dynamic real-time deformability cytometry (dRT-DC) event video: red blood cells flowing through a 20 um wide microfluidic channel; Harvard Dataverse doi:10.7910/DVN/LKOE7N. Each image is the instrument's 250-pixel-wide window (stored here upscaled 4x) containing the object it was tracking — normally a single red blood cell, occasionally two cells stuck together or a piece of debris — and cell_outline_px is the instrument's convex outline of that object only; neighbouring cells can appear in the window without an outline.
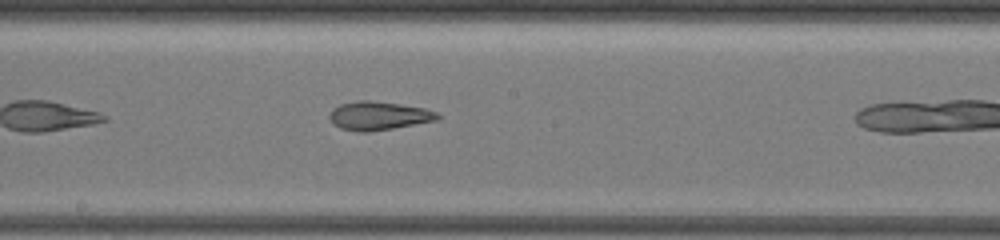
{"species": "common noctule bat (a hibernating species)", "species_latin": "Nyctalus noctula", "temperature_condition": "warm", "stored_images_in_passage": 13, "camera_frame_rate_fps": 3000, "um_per_image_px": 0.085, "animal": {"sex": "female", "body_mass_g": 19.5, "forearm_length_mm": 54.1}, "frame": {"image": 1, "passage_image": 8, "time_ms": 3.667, "image_size_px": [1000, 240], "cell_outline_px": [[440, 116], [436, 120], [392, 128], [368, 132], [356, 132], [340, 128], [332, 124], [328, 116], [340, 104], [360, 100], [368, 100], [400, 104], [424, 108], [436, 112]], "centroid_in_image_um": [32.15, 9.85], "position_along_channel_um": 216.1, "area_um2": 17.74}}